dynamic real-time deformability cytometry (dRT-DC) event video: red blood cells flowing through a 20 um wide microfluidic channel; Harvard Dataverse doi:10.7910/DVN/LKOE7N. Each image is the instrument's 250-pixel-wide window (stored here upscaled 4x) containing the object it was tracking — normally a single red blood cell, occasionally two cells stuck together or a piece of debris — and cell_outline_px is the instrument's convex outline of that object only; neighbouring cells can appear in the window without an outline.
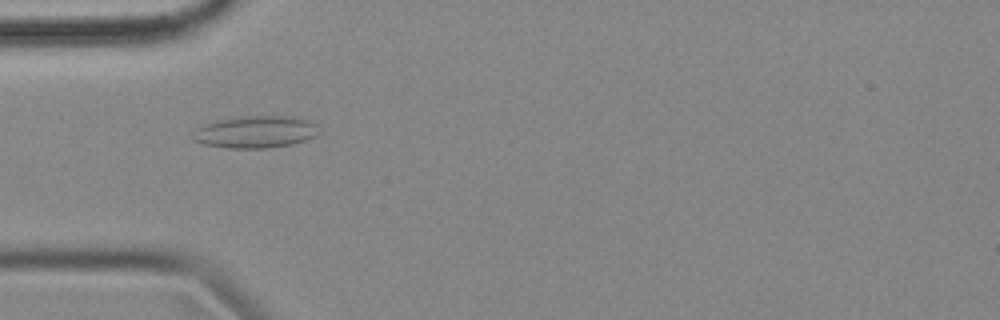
{"species": "common noctule bat (a hibernating species)", "species_latin": "Nyctalus noctula", "temperature_condition": "cold", "stored_images_in_passage": 2, "camera_frame_rate_fps": 3000, "um_per_image_px": 0.085, "animal": {"sex": "female", "body_mass_g": 18.4}, "frame": {"image": 1, "passage_image": 1, "time_ms": 0.0, "image_size_px": [1000, 320], "cell_outline_px": [[320, 132], [316, 136], [292, 144], [268, 148], [228, 148], [200, 144], [192, 140], [192, 136], [196, 128], [212, 120], [240, 116], [300, 116], [316, 124]], "centroid_in_image_um": [21.69, 11.2], "position_along_channel_um": 63.3, "area_um2": 24.1}}